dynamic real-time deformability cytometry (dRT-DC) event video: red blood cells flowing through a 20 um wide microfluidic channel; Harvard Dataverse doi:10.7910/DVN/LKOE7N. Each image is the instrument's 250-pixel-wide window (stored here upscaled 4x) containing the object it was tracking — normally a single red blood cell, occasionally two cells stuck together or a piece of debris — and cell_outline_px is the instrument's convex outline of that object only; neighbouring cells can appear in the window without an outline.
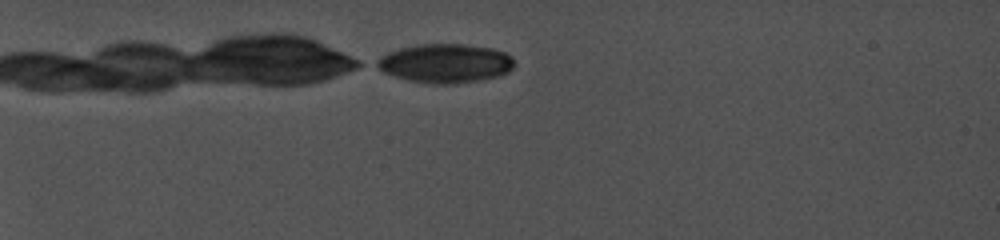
{"species": "common noctule bat (a hibernating species)", "species_latin": "Nyctalus noctula", "temperature_condition": "cold", "stored_images_in_passage": 11, "camera_frame_rate_fps": 5000, "um_per_image_px": 0.085, "animal": {"sex": "female", "body_mass_g": 19.0, "forearm_length_mm": 56.7}, "frame": {"image": 1, "passage_image": 1, "time_ms": 0.0, "image_size_px": [1000, 240], "cell_outline_px": [[516, 64], [508, 72], [500, 76], [480, 80], [452, 84], [432, 84], [408, 80], [384, 72], [372, 64], [372, 60], [388, 52], [400, 48], [420, 44], [460, 44], [492, 48], [504, 52], [512, 56], [516, 60]], "centroid_in_image_um": [37.84, 5.38], "position_along_channel_um": 47.2, "area_um2": 31.56}}